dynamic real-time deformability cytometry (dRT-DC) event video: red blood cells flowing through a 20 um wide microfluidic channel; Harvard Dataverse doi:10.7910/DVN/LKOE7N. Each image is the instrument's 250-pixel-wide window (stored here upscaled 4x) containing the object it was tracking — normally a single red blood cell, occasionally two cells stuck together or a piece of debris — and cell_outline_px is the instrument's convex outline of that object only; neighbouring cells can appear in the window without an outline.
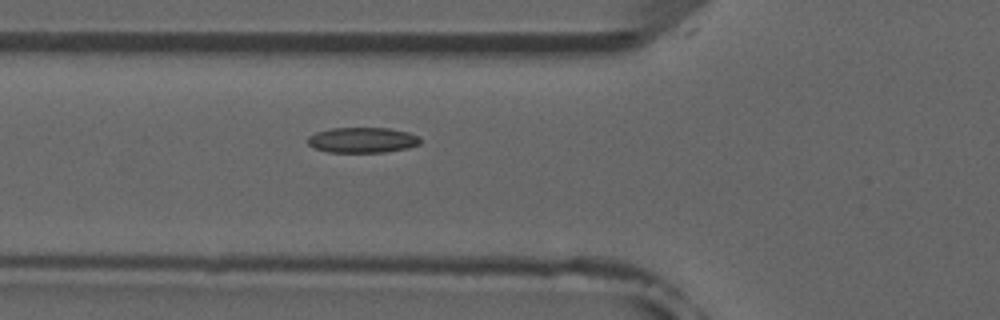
{"species": "common noctule bat (a hibernating species)", "species_latin": "Nyctalus noctula", "temperature_condition": "room temperature", "stored_images_in_passage": 5, "camera_frame_rate_fps": 3000, "um_per_image_px": 0.085, "animal": {"sex": "male", "forearm_length_mm": 52.5}, "frame": {"image": 1, "passage_image": 5, "time_ms": 5.667, "image_size_px": [1000, 320], "cell_outline_px": [[420, 144], [408, 148], [384, 152], [328, 152], [312, 148], [308, 144], [308, 136], [316, 132], [332, 128], [388, 128], [408, 132], [420, 136]], "centroid_in_image_um": [30.8, 11.9], "position_along_channel_um": 95.0, "area_um2": 16.76}}